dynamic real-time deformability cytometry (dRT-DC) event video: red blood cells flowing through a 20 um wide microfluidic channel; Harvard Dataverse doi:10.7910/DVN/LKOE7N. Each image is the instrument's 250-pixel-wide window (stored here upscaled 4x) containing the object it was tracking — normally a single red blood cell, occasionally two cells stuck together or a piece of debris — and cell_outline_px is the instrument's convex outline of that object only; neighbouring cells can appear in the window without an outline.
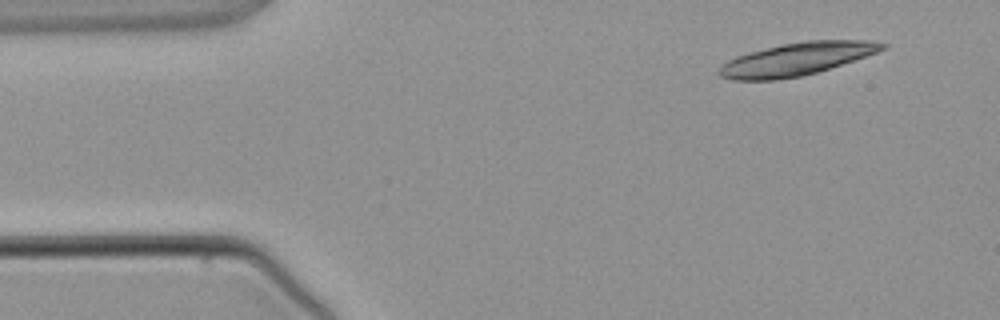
{"species": "common noctule bat (a hibernating species)", "species_latin": "Nyctalus noctula", "temperature_condition": "warm", "stored_images_in_passage": 3, "camera_frame_rate_fps": 3000, "um_per_image_px": 0.085, "animal": {"sex": "male", "body_mass_g": 21.5, "forearm_length_mm": 52.0}, "frame": {"image": 1, "passage_image": 1, "time_ms": 0.0, "image_size_px": [1000, 320], "cell_outline_px": [[888, 48], [816, 72], [800, 76], [776, 80], [732, 80], [720, 76], [716, 72], [728, 60], [736, 56], [784, 44], [804, 40], [872, 40], [888, 44]], "centroid_in_image_um": [67.71, 5.02], "position_along_channel_um": 17.3, "area_um2": 30.63}}